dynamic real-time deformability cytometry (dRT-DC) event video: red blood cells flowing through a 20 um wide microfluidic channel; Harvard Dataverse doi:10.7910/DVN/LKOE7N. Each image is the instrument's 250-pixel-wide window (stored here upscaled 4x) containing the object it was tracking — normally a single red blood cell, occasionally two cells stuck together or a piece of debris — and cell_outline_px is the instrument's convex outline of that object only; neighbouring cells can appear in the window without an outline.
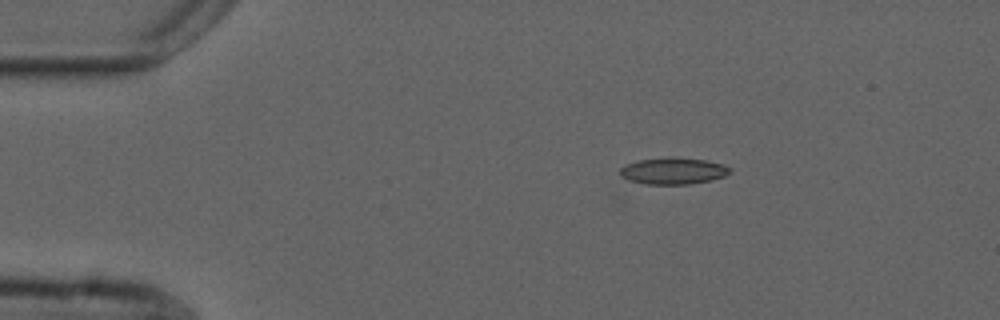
{"species": "common noctule bat (a hibernating species)", "species_latin": "Nyctalus noctula", "temperature_condition": "cold", "stored_images_in_passage": 46, "camera_frame_rate_fps": 3000, "um_per_image_px": 0.085, "animal": {"sex": "male", "forearm_length_mm": 52.5}, "frame": {"image": 1, "passage_image": 1, "time_ms": 0.0, "image_size_px": [1000, 320], "cell_outline_px": [[732, 172], [724, 176], [712, 180], [688, 184], [644, 184], [628, 180], [620, 176], [620, 168], [628, 164], [640, 160], [672, 156], [676, 156], [704, 160], [724, 164], [732, 168]], "centroid_in_image_um": [57.25, 14.52], "position_along_channel_um": 27.7, "area_um2": 17.22}}
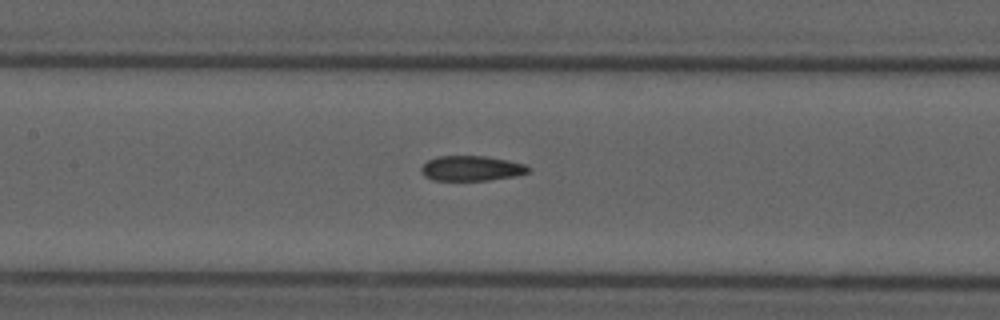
{"frame": {"image": 2, "passage_image": 17, "time_ms": 5.333, "image_size_px": [1000, 320], "cell_outline_px": [[532, 168], [528, 172], [516, 176], [488, 180], [432, 180], [424, 176], [420, 168], [428, 160], [440, 156], [484, 156], [508, 160], [524, 164]], "centroid_in_image_um": [40.08, 14.31], "position_along_channel_um": 167.3, "area_um2": 15.61}}
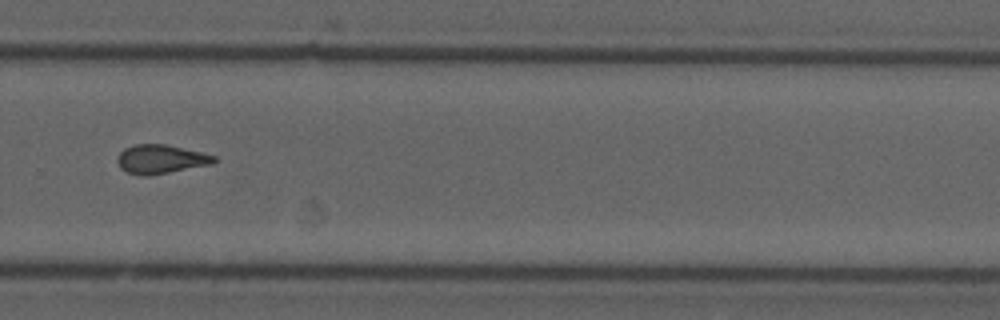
{"frame": {"image": 3, "passage_image": 29, "time_ms": 9.333, "image_size_px": [1000, 320], "cell_outline_px": [[220, 160], [212, 164], [148, 176], [140, 176], [128, 172], [120, 168], [116, 160], [120, 152], [124, 148], [136, 144], [164, 144], [200, 152], [216, 156]], "centroid_in_image_um": [13.66, 13.53], "position_along_channel_um": 316.1, "area_um2": 16.3}, "authors_computed_cell_mechanics": {"area_um2": 16.2707, "velocity_mm_per_s": 3.7388, "shape_relaxation_time_tau1_ms": 9.7303, "shape_relaxation_time_tau2_ms": 4.0129, "deformation_change_tau1": 0.1978, "deformation_change_tau2": 0.1217}}